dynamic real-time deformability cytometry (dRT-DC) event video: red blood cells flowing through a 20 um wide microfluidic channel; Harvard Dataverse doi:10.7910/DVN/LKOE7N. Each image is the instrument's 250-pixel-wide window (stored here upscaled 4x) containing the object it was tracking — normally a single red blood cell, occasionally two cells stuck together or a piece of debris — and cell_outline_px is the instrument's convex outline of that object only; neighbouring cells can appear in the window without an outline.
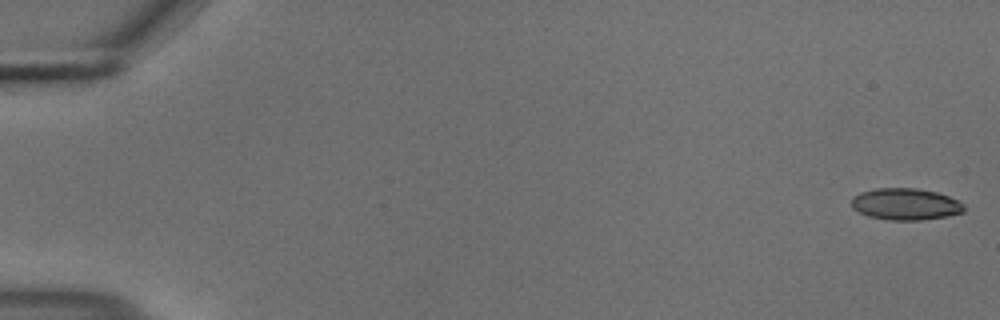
{"species": "common noctule bat (a hibernating species)", "species_latin": "Nyctalus noctula", "temperature_condition": "cold", "stored_images_in_passage": 55, "camera_frame_rate_fps": 3000, "um_per_image_px": 0.085, "animal": {"sex": "male", "body_mass_g": 18.8}, "frame": {"image": 1, "passage_image": 1, "time_ms": 0.0, "image_size_px": [1000, 320], "cell_outline_px": [[964, 212], [948, 216], [920, 220], [888, 220], [868, 216], [852, 208], [852, 196], [860, 192], [876, 188], [916, 188], [936, 192], [948, 196], [964, 204]], "centroid_in_image_um": [76.96, 17.35], "position_along_channel_um": 8.0, "area_um2": 20.81}}
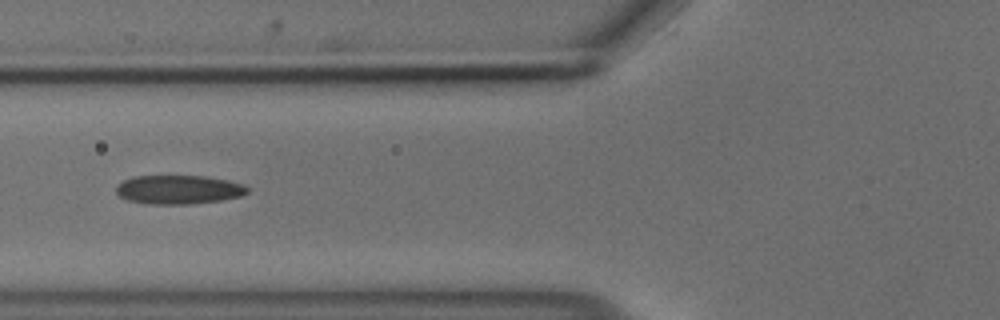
{"frame": {"image": 2, "passage_image": 22, "time_ms": 7.0, "image_size_px": [1000, 320], "cell_outline_px": [[248, 192], [240, 196], [220, 200], [188, 204], [148, 204], [128, 200], [120, 196], [116, 192], [116, 188], [124, 180], [132, 176], [204, 176], [228, 180], [244, 184], [248, 188]], "centroid_in_image_um": [15.19, 16.11], "position_along_channel_um": 110.6, "area_um2": 21.96}}
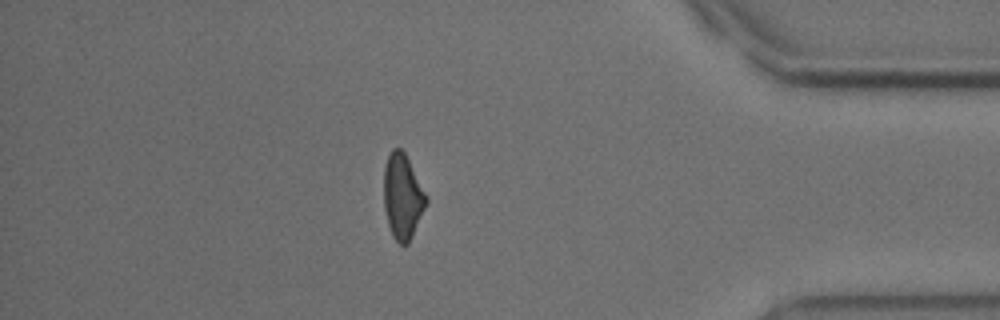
{"frame": {"image": 3, "passage_image": 48, "time_ms": 15.667, "image_size_px": [1000, 320], "cell_outline_px": [[428, 200], [412, 236], [408, 244], [400, 244], [392, 236], [388, 224], [384, 208], [384, 168], [388, 156], [392, 148], [400, 148], [404, 152], [428, 196]], "centroid_in_image_um": [34.21, 16.7], "position_along_channel_um": 401.0, "area_um2": 20.87}, "authors_computed_cell_mechanics": {"area_um2": 21.7328, "velocity_mm_per_s": 3.7062, "shape_relaxation_time_tau1_ms": 6.0938, "shape_relaxation_time_tau2_ms": 3.1191, "deformation_change_tau1": 0.1555, "deformation_change_tau2": 0.0996}}